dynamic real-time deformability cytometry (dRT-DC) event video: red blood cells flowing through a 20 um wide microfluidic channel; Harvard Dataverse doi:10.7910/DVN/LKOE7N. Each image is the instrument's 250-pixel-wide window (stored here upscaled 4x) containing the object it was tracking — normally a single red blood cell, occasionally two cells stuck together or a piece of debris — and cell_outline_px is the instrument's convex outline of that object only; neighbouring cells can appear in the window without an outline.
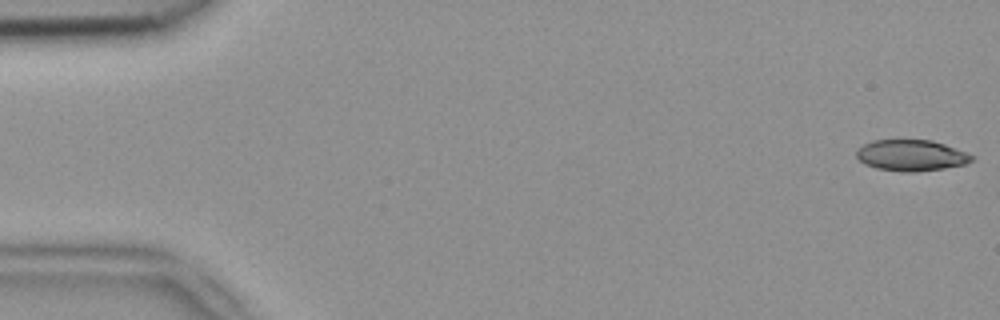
{"species": "common noctule bat (a hibernating species)", "species_latin": "Nyctalus noctula", "temperature_condition": "room temperature", "stored_images_in_passage": 12, "camera_frame_rate_fps": 3000, "um_per_image_px": 0.085, "animal": {"sex": "female", "body_mass_g": 18.4}, "frame": {"image": 1, "passage_image": 1, "time_ms": 0.0, "image_size_px": [1000, 320], "cell_outline_px": [[976, 156], [972, 160], [964, 164], [944, 168], [912, 172], [904, 172], [876, 168], [864, 164], [856, 156], [856, 152], [864, 144], [872, 140], [932, 140], [944, 144]], "centroid_in_image_um": [77.45, 13.2], "position_along_channel_um": 7.6, "area_um2": 20.75}}